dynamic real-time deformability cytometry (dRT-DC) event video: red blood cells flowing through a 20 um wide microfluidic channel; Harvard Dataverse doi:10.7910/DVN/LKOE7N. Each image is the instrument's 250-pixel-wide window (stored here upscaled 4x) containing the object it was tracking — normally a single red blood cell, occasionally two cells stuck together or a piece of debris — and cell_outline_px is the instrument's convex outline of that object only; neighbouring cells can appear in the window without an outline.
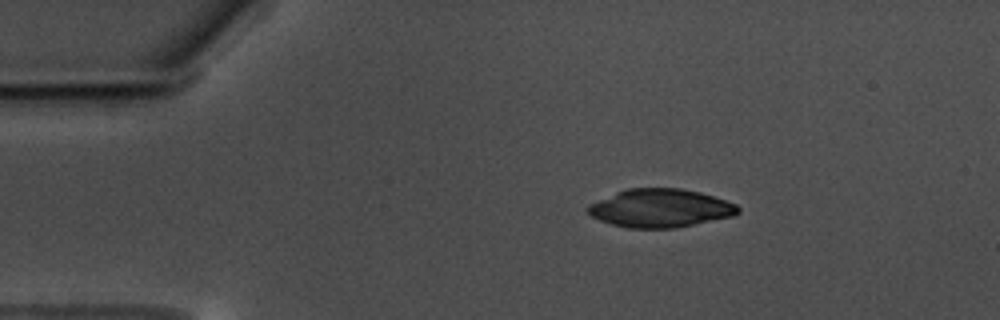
{"species": "common noctule bat (a hibernating species)", "species_latin": "Nyctalus noctula", "temperature_condition": "warm", "stored_images_in_passage": 48, "camera_frame_rate_fps": 3000, "um_per_image_px": 0.085, "animal": {"sex": "male", "body_mass_g": 17.5, "forearm_length_mm": 52.3}, "frame": {"image": 1, "passage_image": 1, "time_ms": 0.0, "image_size_px": [1000, 320], "cell_outline_px": [[740, 212], [732, 216], [676, 228], [628, 228], [612, 224], [600, 220], [592, 216], [584, 208], [588, 204], [616, 192], [628, 188], [680, 188], [700, 192], [736, 204], [740, 208]], "centroid_in_image_um": [56.1, 17.69], "position_along_channel_um": 28.9, "area_um2": 33.47}}
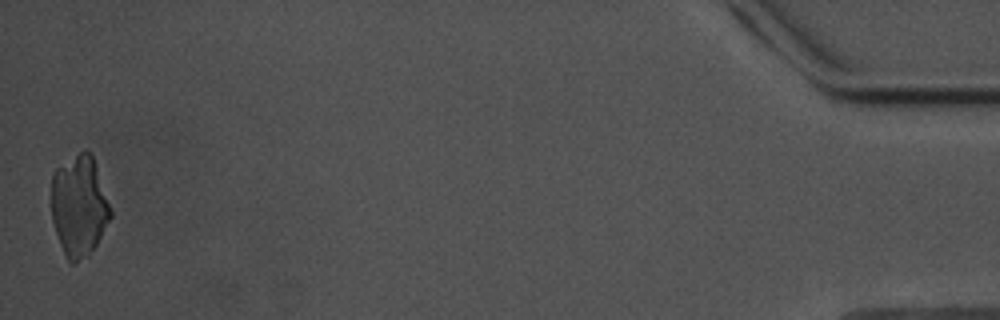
{"frame": {"image": 2, "passage_image": 48, "time_ms": 15.667, "image_size_px": [1000, 320], "cell_outline_px": [[112, 216], [96, 244], [88, 256], [76, 264], [72, 264], [68, 260], [60, 244], [52, 220], [52, 172], [56, 168], [84, 148], [92, 156], [112, 212]], "centroid_in_image_um": [6.71, 17.52], "position_along_channel_um": 428.5, "area_um2": 34.51}}